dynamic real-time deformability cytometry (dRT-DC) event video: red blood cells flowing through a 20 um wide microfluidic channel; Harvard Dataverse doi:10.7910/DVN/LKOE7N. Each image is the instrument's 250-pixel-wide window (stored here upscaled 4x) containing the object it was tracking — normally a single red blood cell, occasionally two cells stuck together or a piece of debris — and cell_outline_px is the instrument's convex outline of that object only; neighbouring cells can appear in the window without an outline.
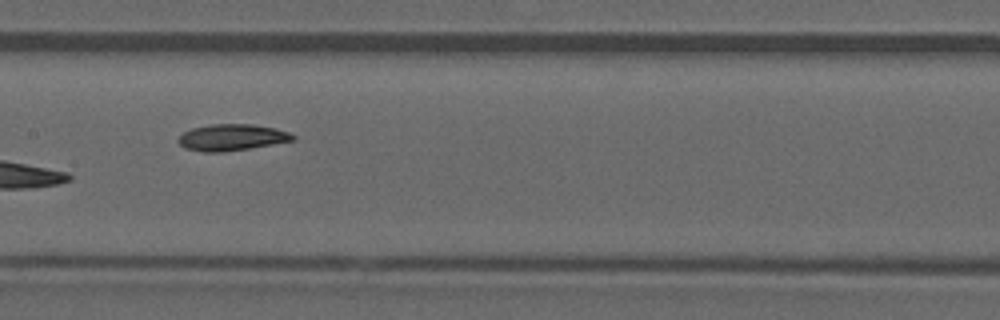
{"species": "common noctule bat (a hibernating species)", "species_latin": "Nyctalus noctula", "temperature_condition": "warm", "stored_images_in_passage": 7, "camera_frame_rate_fps": 3000, "um_per_image_px": 0.085, "animal": {"sex": "male", "forearm_length_mm": 52.5}, "frame": {"image": 1, "passage_image": 7, "time_ms": 2.0, "image_size_px": [1000, 320], "cell_outline_px": [[296, 140], [248, 148], [220, 152], [204, 152], [184, 148], [176, 140], [184, 132], [192, 128], [212, 124], [252, 124], [276, 128], [288, 132], [296, 136]], "centroid_in_image_um": [19.7, 11.67], "position_along_channel_um": 187.7, "area_um2": 17.57}}